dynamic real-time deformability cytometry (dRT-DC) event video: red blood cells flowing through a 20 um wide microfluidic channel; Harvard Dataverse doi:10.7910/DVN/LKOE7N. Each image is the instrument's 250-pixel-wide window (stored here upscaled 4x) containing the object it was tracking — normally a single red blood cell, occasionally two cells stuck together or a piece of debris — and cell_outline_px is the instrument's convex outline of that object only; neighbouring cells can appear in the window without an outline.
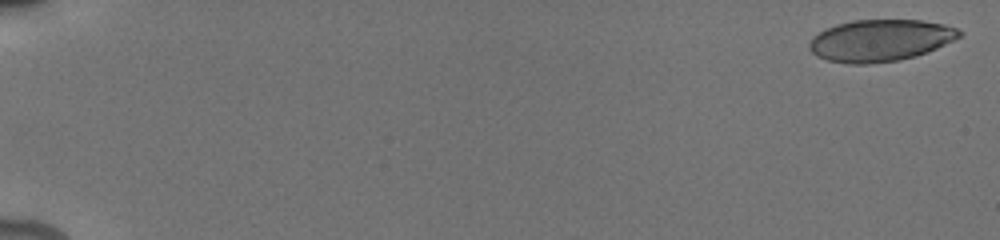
{"species": "human", "species_latin": "Homo sapiens", "temperature_condition": "cold", "stored_images_in_passage": 8, "camera_frame_rate_fps": 3000, "um_per_image_px": 0.085, "donor": {"sex": "male"}, "frame": {"image": 1, "passage_image": 1, "time_ms": 0.0, "image_size_px": [1000, 240], "cell_outline_px": [[964, 32], [960, 36], [928, 52], [916, 56], [900, 60], [872, 64], [848, 64], [828, 60], [816, 56], [808, 48], [808, 44], [820, 32], [836, 24], [852, 20], [920, 20], [944, 24], [956, 28]], "centroid_in_image_um": [74.82, 3.44], "position_along_channel_um": 10.2, "area_um2": 36.47}}
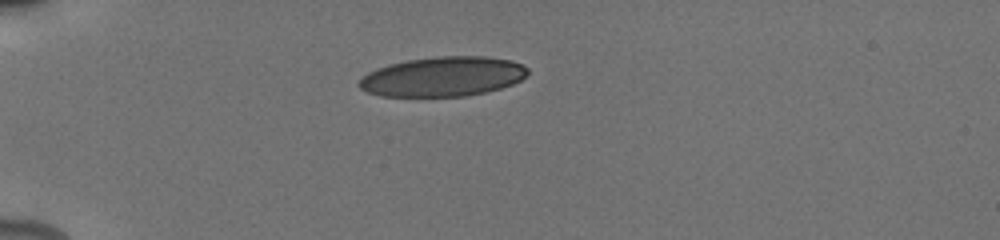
{"frame": {"image": 2, "passage_image": 6, "time_ms": 5.0, "image_size_px": [1000, 240], "cell_outline_px": [[528, 72], [520, 80], [512, 84], [500, 88], [484, 92], [464, 96], [380, 96], [368, 92], [360, 88], [356, 84], [360, 76], [376, 68], [388, 64], [408, 60], [436, 56], [484, 56], [512, 60], [528, 68]], "centroid_in_image_um": [37.59, 6.5], "position_along_channel_um": 47.4, "area_um2": 39.07}}
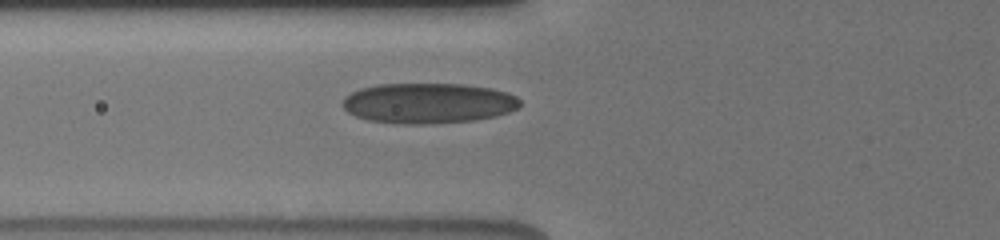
{"frame": {"image": 3, "passage_image": 8, "time_ms": 7.0, "image_size_px": [1000, 240], "cell_outline_px": [[520, 108], [496, 116], [476, 120], [428, 124], [404, 124], [368, 120], [356, 116], [348, 112], [340, 104], [344, 96], [360, 88], [376, 84], [464, 84], [492, 88], [508, 92], [516, 96], [520, 100]], "centroid_in_image_um": [36.4, 8.77], "position_along_channel_um": 89.4, "area_um2": 42.14}}